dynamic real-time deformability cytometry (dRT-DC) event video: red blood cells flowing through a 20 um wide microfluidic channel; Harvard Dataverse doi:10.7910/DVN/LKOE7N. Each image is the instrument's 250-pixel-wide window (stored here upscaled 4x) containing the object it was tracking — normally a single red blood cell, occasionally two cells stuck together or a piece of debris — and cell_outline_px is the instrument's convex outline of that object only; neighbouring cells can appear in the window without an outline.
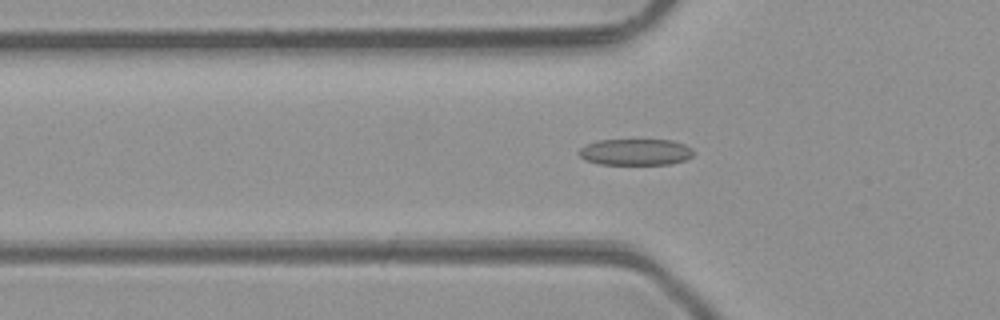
{"species": "common noctule bat (a hibernating species)", "species_latin": "Nyctalus noctula", "temperature_condition": "room temperature", "stored_images_in_passage": 35, "camera_frame_rate_fps": 3000, "um_per_image_px": 0.085, "animal": {"sex": "male", "body_mass_g": 23.1, "forearm_length_mm": 52.7}, "frame": {"image": 1, "passage_image": 3, "time_ms": 0.667, "image_size_px": [1000, 320], "cell_outline_px": [[692, 156], [688, 160], [672, 164], [600, 164], [584, 160], [576, 152], [580, 148], [596, 140], [672, 140], [684, 144], [692, 148]], "centroid_in_image_um": [54.02, 12.93], "position_along_channel_um": 71.8, "area_um2": 17.74}}
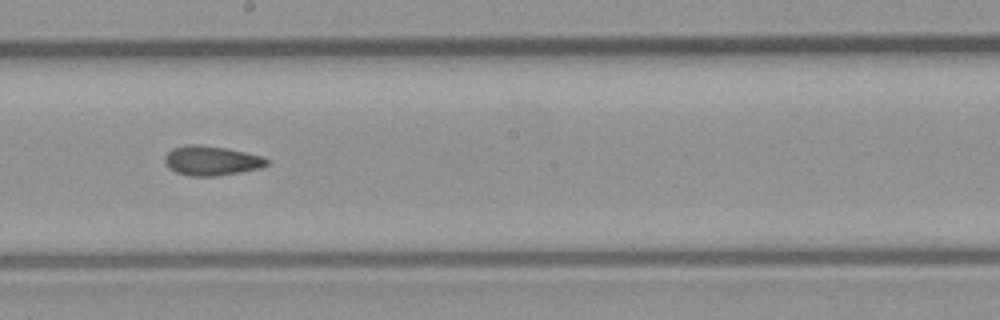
{"frame": {"image": 2, "passage_image": 14, "time_ms": 4.333, "image_size_px": [1000, 320], "cell_outline_px": [[268, 164], [260, 168], [240, 172], [216, 176], [192, 176], [176, 172], [168, 168], [164, 160], [164, 156], [172, 148], [188, 144], [200, 144], [228, 148], [260, 156], [268, 160]], "centroid_in_image_um": [17.93, 13.65], "position_along_channel_um": 230.3, "area_um2": 17.57}}
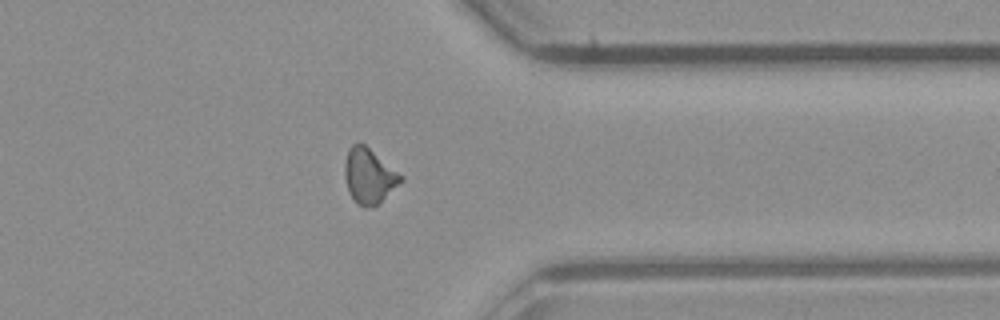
{"frame": {"image": 3, "passage_image": 25, "time_ms": 8.0, "image_size_px": [1000, 320], "cell_outline_px": [[404, 180], [372, 208], [364, 208], [356, 204], [348, 192], [344, 176], [344, 164], [348, 148], [352, 144], [364, 144], [404, 176]], "centroid_in_image_um": [31.35, 14.98], "position_along_channel_um": 380.1, "area_um2": 18.09}, "authors_computed_cell_mechanics": {"area_um2": 17.2244, "velocity_mm_per_s": 4.2833, "shape_relaxation_time_tau1_ms": null, "shape_relaxation_time_tau2_ms": 4.5007, "deformation_change_tau1": null, "deformation_change_tau2": 0.1011}}